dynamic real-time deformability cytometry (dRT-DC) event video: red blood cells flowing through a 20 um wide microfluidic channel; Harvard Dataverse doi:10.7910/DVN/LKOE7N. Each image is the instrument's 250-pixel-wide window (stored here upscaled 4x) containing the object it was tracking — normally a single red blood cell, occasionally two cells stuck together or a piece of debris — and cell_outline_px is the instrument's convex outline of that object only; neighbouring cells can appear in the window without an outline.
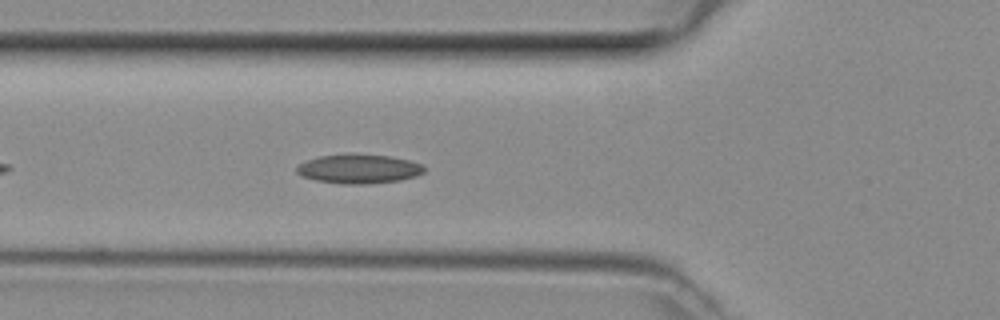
{"species": "common noctule bat (a hibernating species)", "species_latin": "Nyctalus noctula", "temperature_condition": "room temperature", "stored_images_in_passage": 38, "camera_frame_rate_fps": 3000, "um_per_image_px": 0.085, "animal": {"sex": "female", "body_mass_g": 29.2, "forearm_length_mm": 56.3}, "frame": {"image": 1, "passage_image": 6, "time_ms": 1.667, "image_size_px": [1000, 320], "cell_outline_px": [[424, 172], [416, 176], [400, 180], [368, 184], [340, 184], [316, 180], [304, 176], [296, 172], [296, 164], [320, 156], [392, 156], [424, 164]], "centroid_in_image_um": [30.52, 14.39], "position_along_channel_um": 95.3, "area_um2": 21.1}}
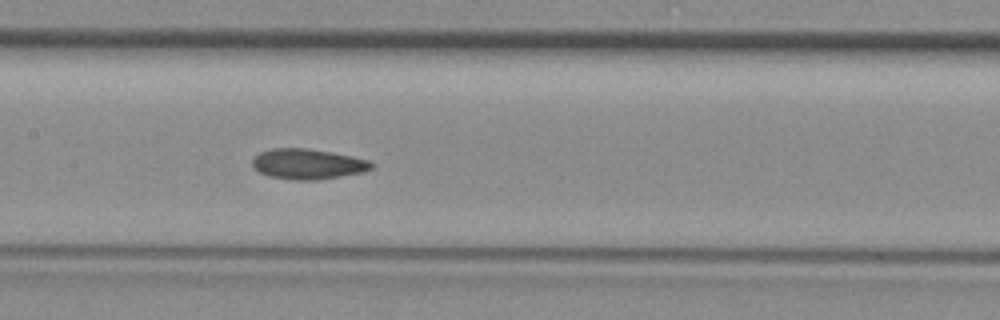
{"frame": {"image": 2, "passage_image": 12, "time_ms": 3.667, "image_size_px": [1000, 320], "cell_outline_px": [[372, 168], [364, 172], [320, 180], [296, 180], [268, 176], [252, 168], [252, 160], [260, 152], [272, 148], [308, 148], [332, 152], [352, 156], [368, 160], [372, 164]], "centroid_in_image_um": [26.15, 13.94], "position_along_channel_um": 181.3, "area_um2": 21.15}}
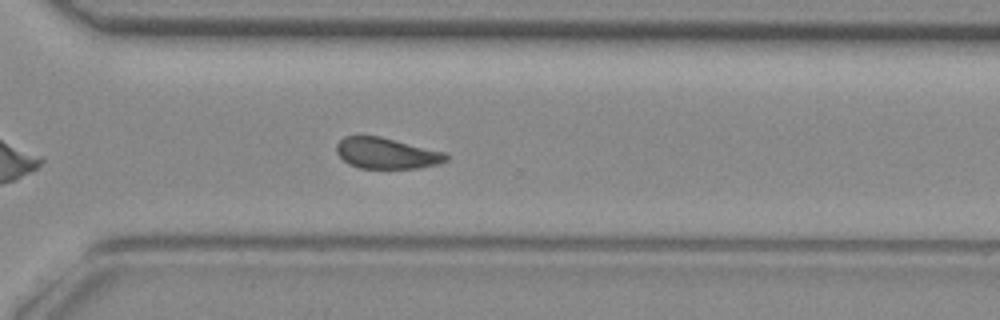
{"frame": {"image": 3, "passage_image": 23, "time_ms": 7.333, "image_size_px": [1000, 320], "cell_outline_px": [[448, 160], [440, 164], [420, 168], [360, 168], [348, 164], [336, 152], [336, 144], [344, 136], [380, 136], [444, 152], [448, 156]], "centroid_in_image_um": [32.86, 13.03], "position_along_channel_um": 337.7, "area_um2": 19.77}}